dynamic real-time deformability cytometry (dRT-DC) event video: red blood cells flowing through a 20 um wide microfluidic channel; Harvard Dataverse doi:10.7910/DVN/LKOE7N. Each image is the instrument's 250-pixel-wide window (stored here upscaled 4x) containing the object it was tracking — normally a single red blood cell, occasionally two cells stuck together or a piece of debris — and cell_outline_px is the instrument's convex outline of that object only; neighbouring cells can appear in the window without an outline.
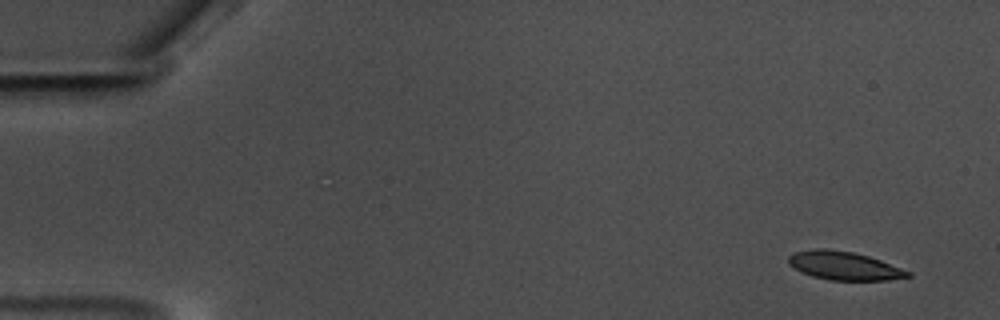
{"species": "common noctule bat (a hibernating species)", "species_latin": "Nyctalus noctula", "temperature_condition": "warm", "stored_images_in_passage": 58, "camera_frame_rate_fps": 3000, "um_per_image_px": 0.085, "animal": {"sex": "male", "body_mass_g": 17.5, "forearm_length_mm": 52.3}, "frame": {"image": 1, "passage_image": 3, "time_ms": 0.667, "image_size_px": [1000, 320], "cell_outline_px": [[912, 276], [888, 280], [832, 280], [812, 276], [788, 264], [788, 256], [792, 252], [816, 248], [824, 248], [852, 252], [868, 256], [880, 260], [912, 272]], "centroid_in_image_um": [71.75, 22.58], "position_along_channel_um": 13.2, "area_um2": 19.65}}
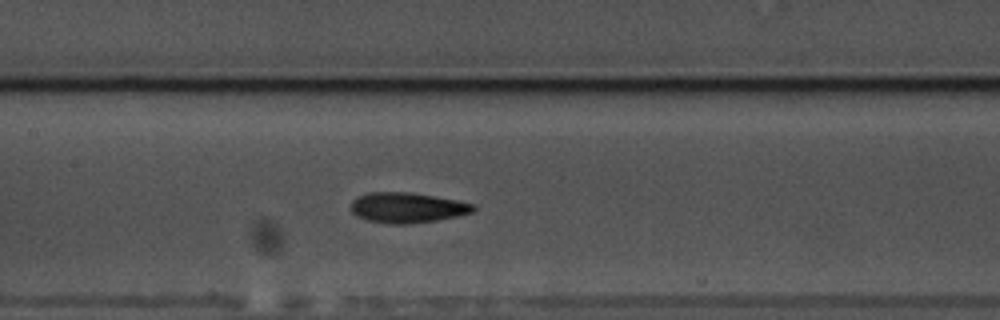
{"frame": {"image": 2, "passage_image": 28, "time_ms": 9.0, "image_size_px": [1000, 320], "cell_outline_px": [[476, 208], [472, 212], [456, 216], [436, 220], [412, 224], [384, 224], [364, 220], [356, 216], [352, 212], [352, 200], [356, 196], [368, 192], [412, 192], [456, 200], [476, 204]], "centroid_in_image_um": [34.57, 17.65], "position_along_channel_um": 172.8, "area_um2": 21.91}}
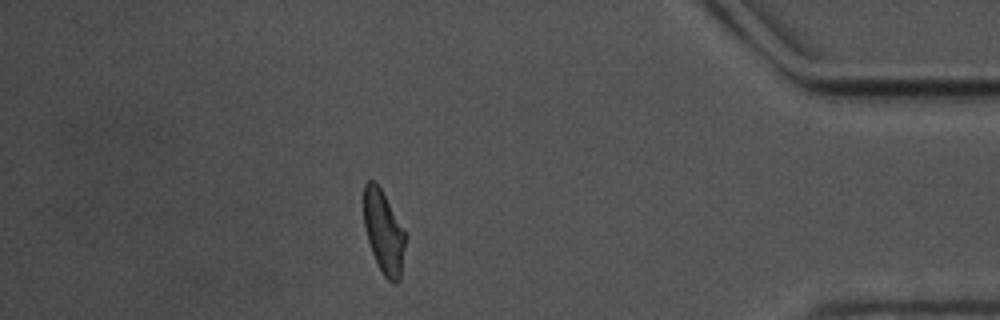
{"frame": {"image": 3, "passage_image": 51, "time_ms": 16.667, "image_size_px": [1000, 320], "cell_outline_px": [[404, 244], [400, 280], [396, 284], [392, 284], [384, 276], [372, 252], [364, 228], [364, 184], [368, 180], [372, 180], [380, 188], [404, 232]], "centroid_in_image_um": [32.58, 19.76], "position_along_channel_um": 402.6, "area_um2": 19.36}, "authors_computed_cell_mechanics": {"area_um2": 20.8947, "velocity_mm_per_s": 3.509, "shape_relaxation_time_tau1_ms": 4.587, "shape_relaxation_time_tau2_ms": 2.9665, "deformation_change_tau1": 0.1449, "deformation_change_tau2": 0.0972}}